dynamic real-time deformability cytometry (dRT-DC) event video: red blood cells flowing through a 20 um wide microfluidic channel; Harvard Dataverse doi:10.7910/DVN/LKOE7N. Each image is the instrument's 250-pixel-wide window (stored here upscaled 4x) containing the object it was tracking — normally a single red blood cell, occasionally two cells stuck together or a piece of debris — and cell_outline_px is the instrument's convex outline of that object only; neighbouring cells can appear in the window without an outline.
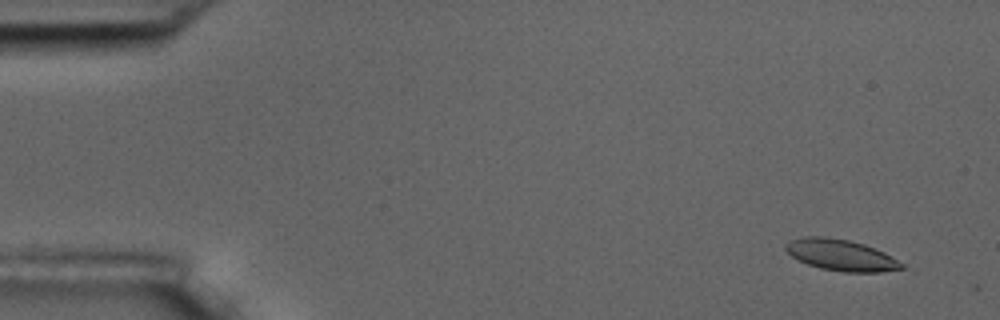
{"species": "common noctule bat (a hibernating species)", "species_latin": "Nyctalus noctula", "temperature_condition": "room temperature", "stored_images_in_passage": 6, "camera_frame_rate_fps": 3000, "um_per_image_px": 0.085, "animal": {"sex": "male", "body_mass_g": 17.5, "forearm_length_mm": 52.3}, "frame": {"image": 1, "passage_image": 2, "time_ms": 1.0, "image_size_px": [1000, 320], "cell_outline_px": [[908, 268], [880, 272], [844, 272], [820, 268], [808, 264], [792, 256], [784, 248], [784, 244], [788, 240], [804, 236], [824, 236], [848, 240], [864, 244], [884, 252], [904, 264]], "centroid_in_image_um": [71.48, 21.68], "position_along_channel_um": 13.5, "area_um2": 21.21}}